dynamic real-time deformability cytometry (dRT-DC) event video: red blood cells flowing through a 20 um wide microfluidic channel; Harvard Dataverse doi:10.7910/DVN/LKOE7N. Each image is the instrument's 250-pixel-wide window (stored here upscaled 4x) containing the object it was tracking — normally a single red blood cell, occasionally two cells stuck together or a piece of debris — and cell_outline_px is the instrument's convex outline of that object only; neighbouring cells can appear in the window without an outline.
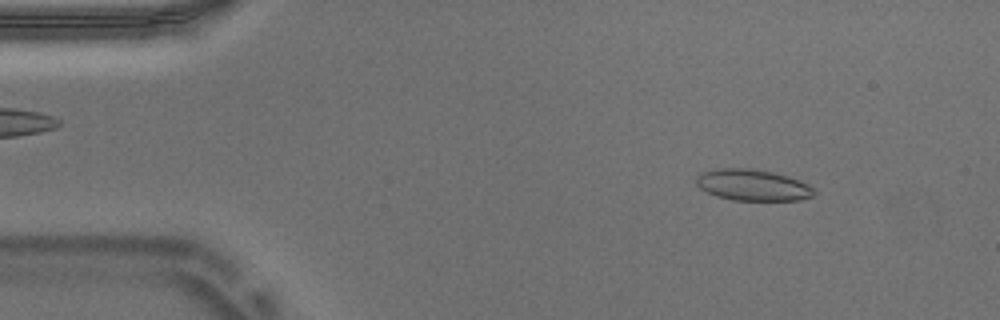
{"species": "Egyptian fruit bat (a non-hibernating species)", "species_latin": "Rousettus aegyptiacus", "temperature_condition": "warm", "stored_images_in_passage": 53, "camera_frame_rate_fps": 3000, "um_per_image_px": 0.085, "animal": {"sex": "male"}, "frame": {"image": 1, "passage_image": 6, "time_ms": 1.667, "image_size_px": [1000, 320], "cell_outline_px": [[816, 192], [812, 196], [800, 200], [732, 200], [716, 196], [700, 188], [696, 184], [696, 176], [700, 172], [716, 168], [752, 168], [772, 172], [788, 176], [800, 180], [808, 184]], "centroid_in_image_um": [63.96, 15.72], "position_along_channel_um": 21.0, "area_um2": 21.62}}
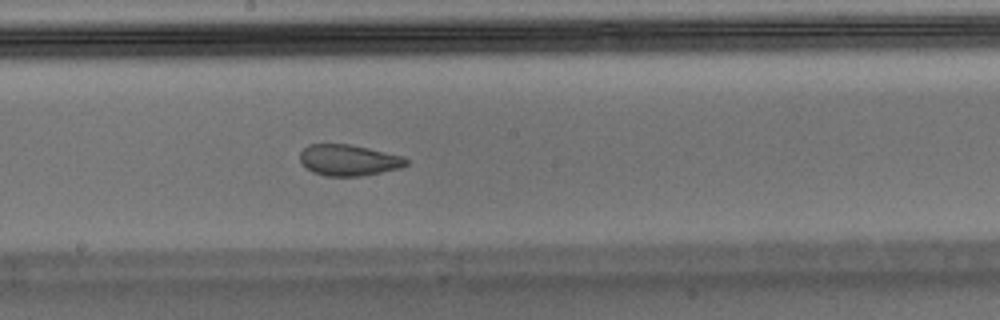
{"frame": {"image": 2, "passage_image": 28, "time_ms": 9.0, "image_size_px": [1000, 320], "cell_outline_px": [[408, 164], [400, 168], [360, 176], [324, 176], [312, 172], [300, 160], [300, 152], [308, 144], [348, 144], [368, 148], [404, 156], [408, 160]], "centroid_in_image_um": [29.64, 13.61], "position_along_channel_um": 218.6, "area_um2": 19.19}}
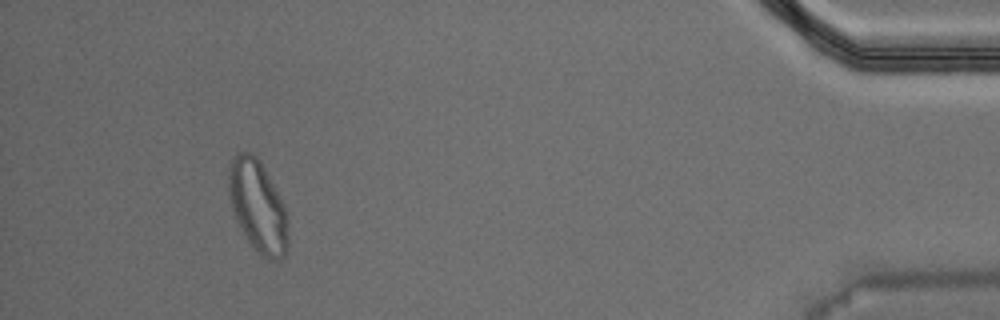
{"frame": {"image": 3, "passage_image": 49, "time_ms": 16.0, "image_size_px": [1000, 320], "cell_outline_px": [[288, 244], [284, 256], [280, 260], [268, 260], [260, 256], [248, 240], [232, 208], [228, 192], [228, 176], [232, 156], [236, 152], [252, 152], [260, 160], [284, 204], [288, 220]], "centroid_in_image_um": [21.93, 17.52], "position_along_channel_um": 413.3, "area_um2": 31.79}, "authors_computed_cell_mechanics": {"area_um2": 21.6172, "velocity_mm_per_s": 3.7188, "shape_relaxation_time_tau1_ms": null, "shape_relaxation_time_tau2_ms": 1.219, "deformation_change_tau1": null, "deformation_change_tau2": 0.0587}}